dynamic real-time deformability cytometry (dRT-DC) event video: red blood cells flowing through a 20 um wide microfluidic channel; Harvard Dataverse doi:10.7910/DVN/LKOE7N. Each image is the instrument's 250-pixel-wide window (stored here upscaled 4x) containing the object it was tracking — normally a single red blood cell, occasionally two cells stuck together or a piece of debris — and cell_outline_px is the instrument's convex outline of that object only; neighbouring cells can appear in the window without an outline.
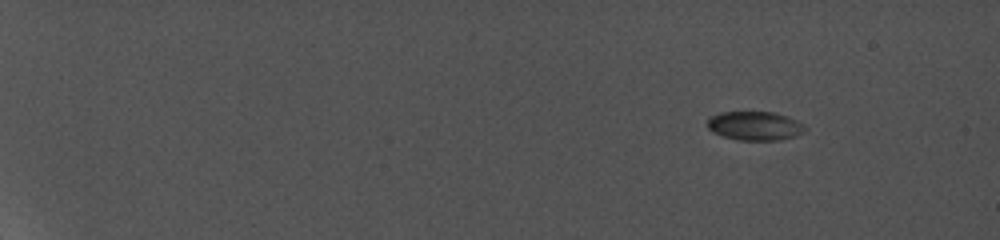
{"species": "common noctule bat (a hibernating species)", "species_latin": "Nyctalus noctula", "temperature_condition": "cold", "stored_images_in_passage": 6, "camera_frame_rate_fps": 5000, "um_per_image_px": 0.085, "animal": {"sex": "female", "body_mass_g": 19.0, "forearm_length_mm": 56.7}, "frame": {"image": 1, "passage_image": 1, "time_ms": 0.0, "image_size_px": [1000, 240], "cell_outline_px": [[808, 128], [804, 132], [796, 136], [780, 140], [736, 140], [712, 132], [708, 128], [708, 120], [712, 116], [720, 112], [772, 112], [788, 116], [804, 124]], "centroid_in_image_um": [64.2, 10.7], "position_along_channel_um": 20.8, "area_um2": 16.53}}
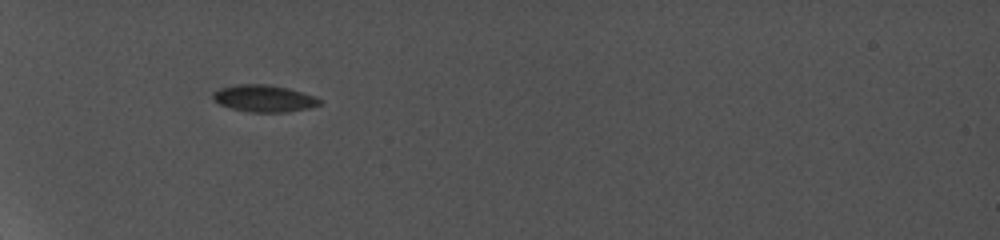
{"frame": {"image": 2, "passage_image": 5, "time_ms": 5.4, "image_size_px": [1000, 240], "cell_outline_px": [[324, 104], [308, 108], [288, 112], [252, 112], [232, 108], [220, 104], [212, 100], [212, 92], [220, 88], [240, 84], [268, 84], [288, 88], [316, 96], [324, 100]], "centroid_in_image_um": [22.49, 8.36], "position_along_channel_um": 62.5, "area_um2": 16.94}}